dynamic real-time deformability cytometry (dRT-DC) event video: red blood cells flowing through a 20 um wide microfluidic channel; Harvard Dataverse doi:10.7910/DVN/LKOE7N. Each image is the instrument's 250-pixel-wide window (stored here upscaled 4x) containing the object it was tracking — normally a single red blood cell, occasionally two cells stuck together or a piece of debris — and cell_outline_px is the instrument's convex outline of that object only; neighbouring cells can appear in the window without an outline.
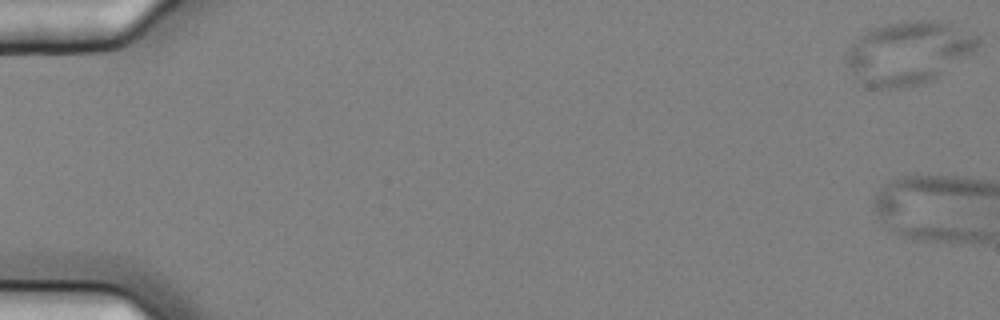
{"species": "common noctule bat (a hibernating species)", "species_latin": "Nyctalus noctula", "temperature_condition": "cold", "stored_images_in_passage": 10, "camera_frame_rate_fps": 3000, "um_per_image_px": 0.085, "animal": {"sex": "female", "body_mass_g": 25.1}, "frame": {"image": 1, "passage_image": 1, "time_ms": 0.0, "image_size_px": [1000, 320], "cell_outline_px": [[980, 44], [972, 52], [932, 80], [908, 88], [872, 88], [860, 80], [852, 72], [844, 60], [844, 56], [852, 44], [860, 36], [872, 28], [884, 24], [908, 20], [936, 20], [952, 24], [980, 36]], "centroid_in_image_um": [77.21, 4.47], "position_along_channel_um": 7.8, "area_um2": 48.09}}